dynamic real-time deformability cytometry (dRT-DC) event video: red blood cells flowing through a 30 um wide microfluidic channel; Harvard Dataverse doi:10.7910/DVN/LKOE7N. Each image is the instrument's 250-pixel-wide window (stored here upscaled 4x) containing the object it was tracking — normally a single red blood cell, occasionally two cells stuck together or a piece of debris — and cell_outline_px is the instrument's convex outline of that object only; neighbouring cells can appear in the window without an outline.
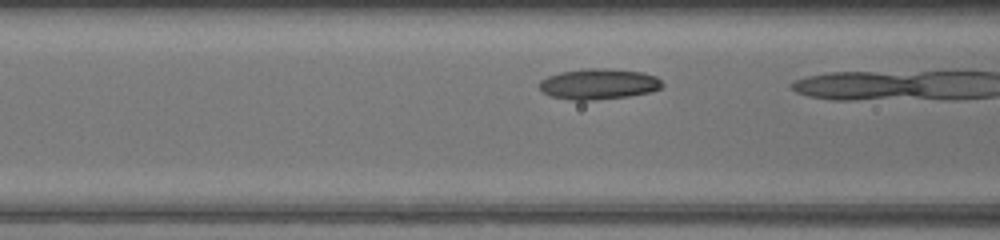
{"species": "common noctule bat (a hibernating species)", "species_latin": "Nyctalus noctula", "temperature_condition": "warm", "stored_images_in_passage": 6, "camera_frame_rate_fps": 3000, "um_per_image_px": 0.085, "animal": {"sex": "female", "body_mass_g": 17.0, "forearm_length_mm": 48.0}, "frame": {"image": 1, "passage_image": 5, "time_ms": 1.333, "image_size_px": [1000, 240], "cell_outline_px": [[664, 84], [660, 88], [652, 92], [628, 96], [596, 100], [572, 100], [552, 96], [544, 92], [540, 88], [540, 80], [548, 76], [560, 72], [588, 68], [600, 68], [640, 72], [656, 76]], "centroid_in_image_um": [50.9, 7.14], "position_along_channel_um": 115.7, "area_um2": 21.79}}